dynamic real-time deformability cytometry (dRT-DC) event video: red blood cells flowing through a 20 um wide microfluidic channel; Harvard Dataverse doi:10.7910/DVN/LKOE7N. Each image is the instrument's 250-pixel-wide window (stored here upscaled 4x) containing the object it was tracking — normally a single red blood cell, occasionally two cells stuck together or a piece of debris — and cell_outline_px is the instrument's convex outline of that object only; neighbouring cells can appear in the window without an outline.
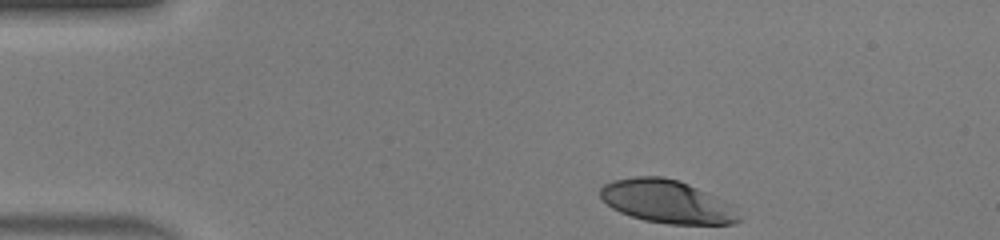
{"species": "human", "species_latin": "Homo sapiens", "temperature_condition": "warm", "stored_images_in_passage": 34, "camera_frame_rate_fps": 3000, "um_per_image_px": 0.085, "donor": {"sex": "male"}, "frame": {"image": 1, "passage_image": 1, "time_ms": 0.0, "image_size_px": [1000, 240], "cell_outline_px": [[740, 220], [732, 224], [668, 224], [644, 220], [620, 212], [612, 208], [600, 196], [600, 188], [604, 184], [612, 180], [636, 176], [664, 176], [680, 180], [724, 200], [732, 204], [740, 216]], "centroid_in_image_um": [56.69, 17.12], "position_along_channel_um": 28.3, "area_um2": 34.85}}
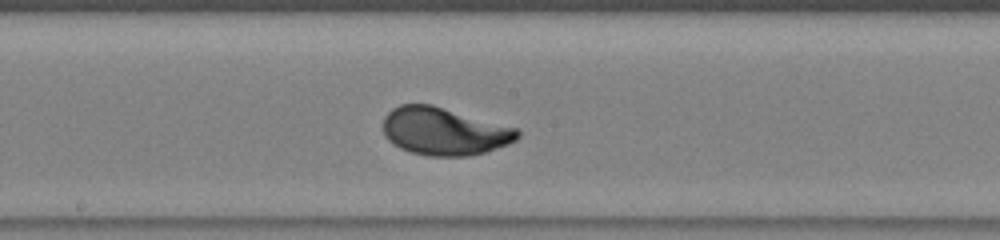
{"frame": {"image": 2, "passage_image": 19, "time_ms": 6.0, "image_size_px": [1000, 240], "cell_outline_px": [[520, 136], [516, 140], [484, 152], [468, 156], [428, 156], [412, 152], [400, 148], [392, 144], [384, 136], [384, 116], [392, 108], [400, 104], [432, 104], [516, 128], [520, 132]], "centroid_in_image_um": [37.71, 11.15], "position_along_channel_um": 210.5, "area_um2": 37.17}}
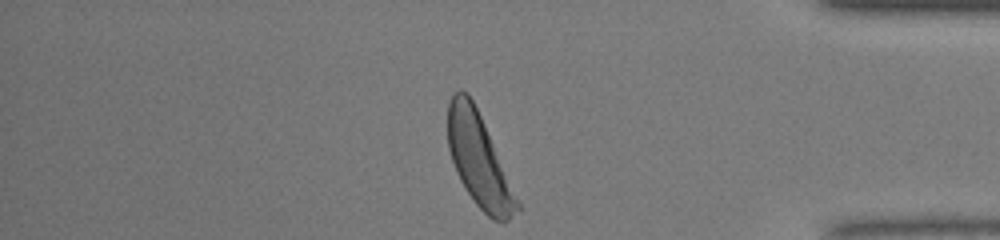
{"frame": {"image": 3, "passage_image": 34, "time_ms": 11.0, "image_size_px": [1000, 240], "cell_outline_px": [[520, 208], [504, 224], [492, 220], [476, 204], [460, 180], [456, 172], [448, 148], [448, 104], [452, 96], [460, 88], [468, 92], [480, 116], [520, 204]], "centroid_in_image_um": [40.69, 13.63], "position_along_channel_um": 394.5, "area_um2": 36.59}, "authors_computed_cell_mechanics": {"area_um2": 36.7608, "velocity_mm_per_s": 4.2223, "shape_relaxation_time_tau1_ms": 2.4668, "shape_relaxation_time_tau2_ms": null, "deformation_change_tau1": 0.1883, "deformation_change_tau2": null}}